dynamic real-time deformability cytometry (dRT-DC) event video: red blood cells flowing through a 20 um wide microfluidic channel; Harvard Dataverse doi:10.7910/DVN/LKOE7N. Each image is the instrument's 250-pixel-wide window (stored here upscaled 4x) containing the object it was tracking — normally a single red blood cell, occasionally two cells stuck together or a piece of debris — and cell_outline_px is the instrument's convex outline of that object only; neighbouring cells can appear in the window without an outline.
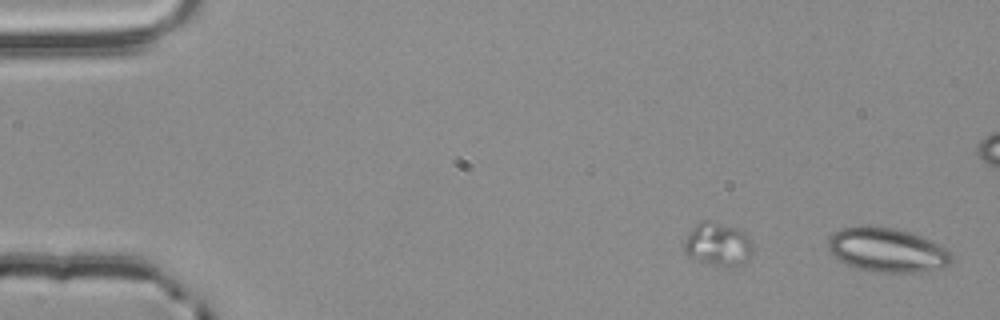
{"species": "common noctule bat (a hibernating species)", "species_latin": "Nyctalus noctula", "temperature_condition": "room temperature", "stored_images_in_passage": 49, "camera_frame_rate_fps": 3000, "um_per_image_px": 0.085, "animal": {"sex": "male", "body_mass_g": 20.4}, "frame": {"image": 1, "passage_image": 1, "time_ms": 0.0, "image_size_px": [1000, 320], "cell_outline_px": [[952, 260], [948, 268], [916, 272], [872, 272], [848, 264], [832, 256], [828, 248], [828, 236], [840, 228], [868, 224], [896, 228], [920, 236], [944, 248], [952, 256]], "centroid_in_image_um": [75.37, 21.24], "position_along_channel_um": 9.6, "area_um2": 32.02}}
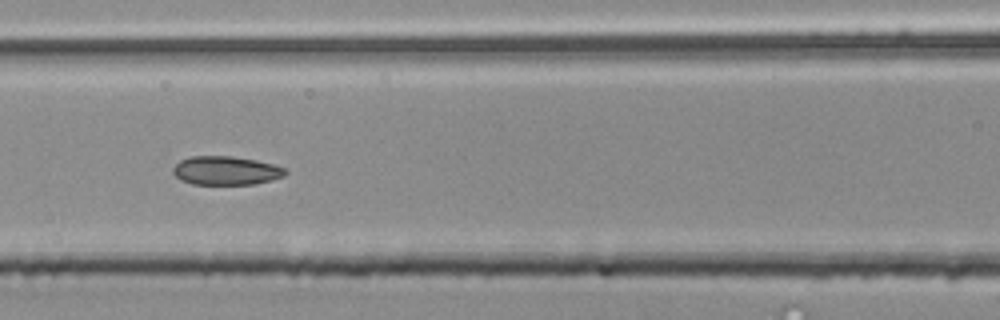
{"frame": {"image": 2, "passage_image": 24, "time_ms": 7.667, "image_size_px": [1000, 320], "cell_outline_px": [[288, 172], [284, 176], [272, 180], [252, 184], [192, 184], [180, 180], [172, 172], [172, 168], [180, 160], [188, 156], [232, 156], [256, 160], [272, 164], [284, 168]], "centroid_in_image_um": [19.18, 14.49], "position_along_channel_um": 147.4, "area_um2": 18.84}}
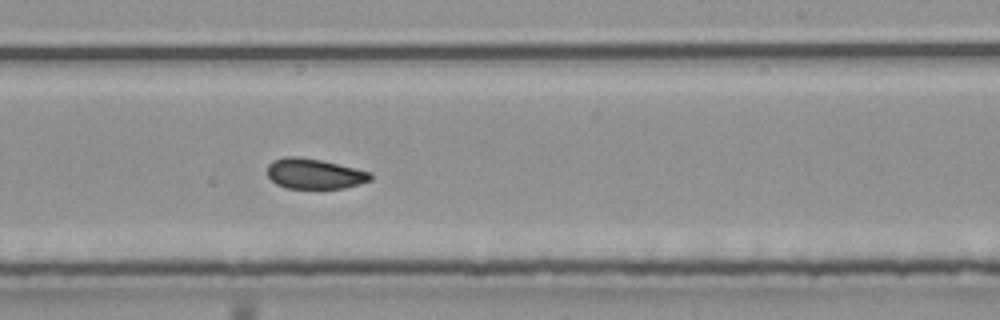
{"frame": {"image": 3, "passage_image": 33, "time_ms": 10.667, "image_size_px": [1000, 320], "cell_outline_px": [[372, 180], [360, 184], [344, 188], [288, 188], [276, 184], [268, 176], [268, 164], [272, 160], [284, 156], [296, 156], [320, 160], [368, 172], [372, 176]], "centroid_in_image_um": [26.68, 14.77], "position_along_channel_um": 262.3, "area_um2": 17.98}, "authors_computed_cell_mechanics": {"area_um2": 19.4786, "velocity_mm_per_s": 3.8434, "shape_relaxation_time_tau1_ms": 5.1688, "shape_relaxation_time_tau2_ms": 1.2231, "deformation_change_tau1": 0.1075, "deformation_change_tau2": 0.0403}}